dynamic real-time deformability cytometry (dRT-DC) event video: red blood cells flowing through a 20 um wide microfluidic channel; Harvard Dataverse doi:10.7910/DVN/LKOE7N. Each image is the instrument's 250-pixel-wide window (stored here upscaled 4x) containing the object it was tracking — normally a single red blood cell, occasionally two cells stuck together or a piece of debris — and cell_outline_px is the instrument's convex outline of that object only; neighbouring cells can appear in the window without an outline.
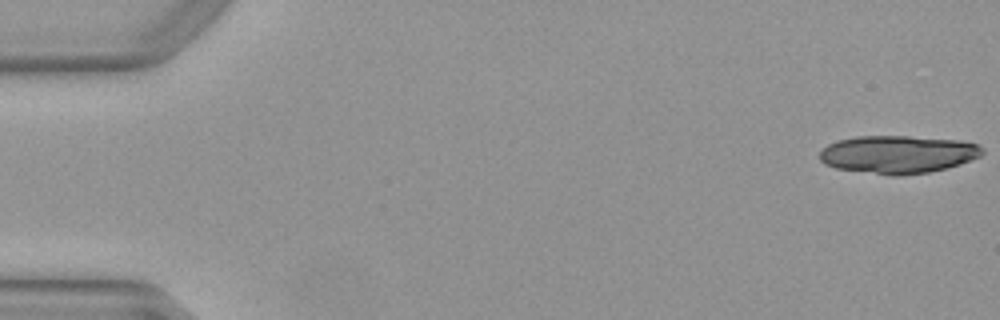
{"species": "Egyptian fruit bat (a non-hibernating species)", "species_latin": "Rousettus aegyptiacus", "temperature_condition": "warm", "stored_images_in_passage": 17, "camera_frame_rate_fps": 3000, "um_per_image_px": 0.085, "animal": {"sex": "female"}, "frame": {"image": 1, "passage_image": 1, "time_ms": 0.0, "image_size_px": [1000, 320], "cell_outline_px": [[984, 152], [980, 156], [960, 164], [948, 168], [928, 172], [900, 176], [892, 176], [836, 168], [824, 164], [820, 160], [820, 152], [828, 144], [840, 140], [856, 136], [908, 136], [960, 140], [980, 144], [984, 148]], "centroid_in_image_um": [76.36, 13.12], "position_along_channel_um": 8.6, "area_um2": 36.07}}